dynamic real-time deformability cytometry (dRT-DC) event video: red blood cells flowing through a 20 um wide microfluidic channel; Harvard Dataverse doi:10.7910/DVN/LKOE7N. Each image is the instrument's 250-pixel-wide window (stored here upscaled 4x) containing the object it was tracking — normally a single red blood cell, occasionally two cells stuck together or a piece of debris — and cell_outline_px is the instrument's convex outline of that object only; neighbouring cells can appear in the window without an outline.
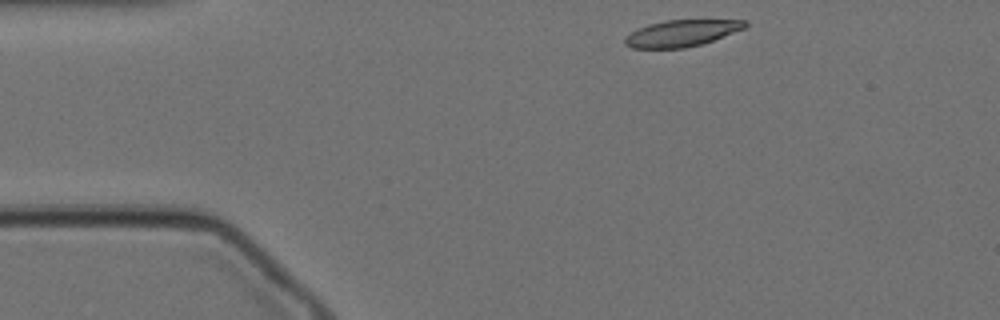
{"species": "Egyptian fruit bat (a non-hibernating species)", "species_latin": "Rousettus aegyptiacus", "temperature_condition": "cold", "stored_images_in_passage": 9, "camera_frame_rate_fps": 3000, "um_per_image_px": 0.085, "animal": {"sex": "female"}, "frame": {"image": 1, "passage_image": 1, "time_ms": 0.0, "image_size_px": [1000, 320], "cell_outline_px": [[748, 24], [744, 28], [712, 40], [700, 44], [684, 48], [632, 48], [624, 44], [624, 40], [632, 32], [648, 24], [664, 20], [748, 20]], "centroid_in_image_um": [57.93, 2.82], "position_along_channel_um": 27.1, "area_um2": 18.26}}
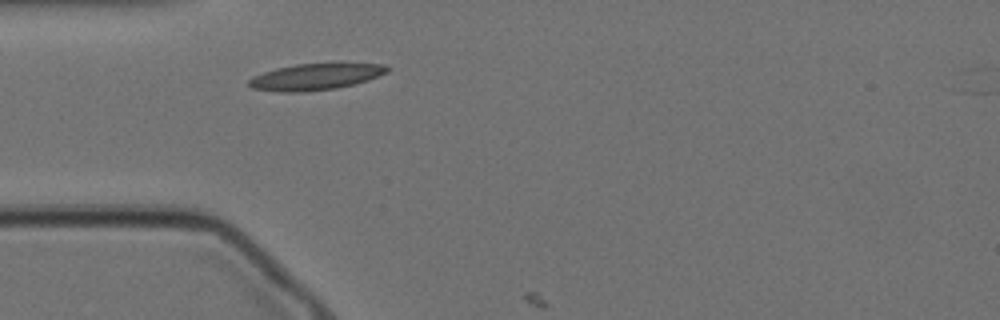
{"frame": {"image": 2, "passage_image": 8, "time_ms": 2.333, "image_size_px": [1000, 320], "cell_outline_px": [[388, 72], [368, 80], [356, 84], [336, 88], [304, 92], [280, 92], [252, 88], [248, 84], [248, 80], [252, 76], [276, 68], [296, 64], [340, 60], [384, 64], [388, 68]], "centroid_in_image_um": [26.9, 6.47], "position_along_channel_um": 58.1, "area_um2": 22.37}}